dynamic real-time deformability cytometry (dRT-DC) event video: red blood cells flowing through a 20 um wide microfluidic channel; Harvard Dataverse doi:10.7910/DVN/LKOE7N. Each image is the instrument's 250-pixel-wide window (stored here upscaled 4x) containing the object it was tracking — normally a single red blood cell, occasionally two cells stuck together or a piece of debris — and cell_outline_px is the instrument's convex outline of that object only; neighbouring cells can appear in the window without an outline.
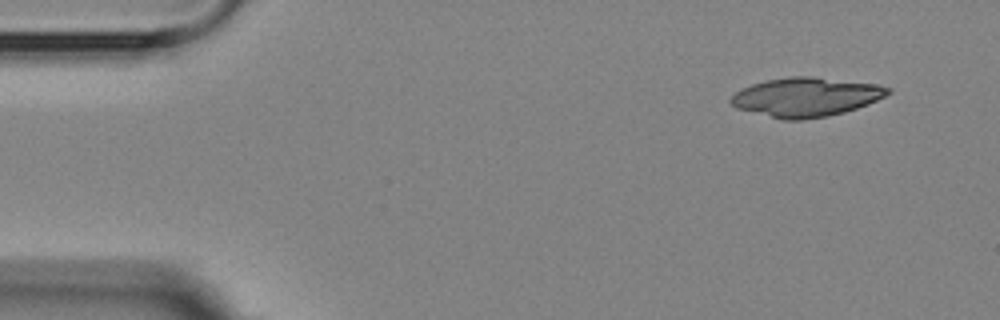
{"species": "Egyptian fruit bat (a non-hibernating species)", "species_latin": "Rousettus aegyptiacus", "temperature_condition": "room temperature", "stored_images_in_passage": 5, "camera_frame_rate_fps": 3000, "um_per_image_px": 0.085, "animal": {"sex": "female"}, "frame": {"image": 1, "passage_image": 1, "time_ms": 0.0, "image_size_px": [1000, 320], "cell_outline_px": [[892, 92], [868, 104], [844, 112], [828, 116], [800, 120], [780, 120], [736, 108], [728, 100], [736, 92], [752, 84], [768, 80], [788, 76], [812, 76], [876, 84], [892, 88]], "centroid_in_image_um": [68.5, 8.25], "position_along_channel_um": 16.5, "area_um2": 35.78}}
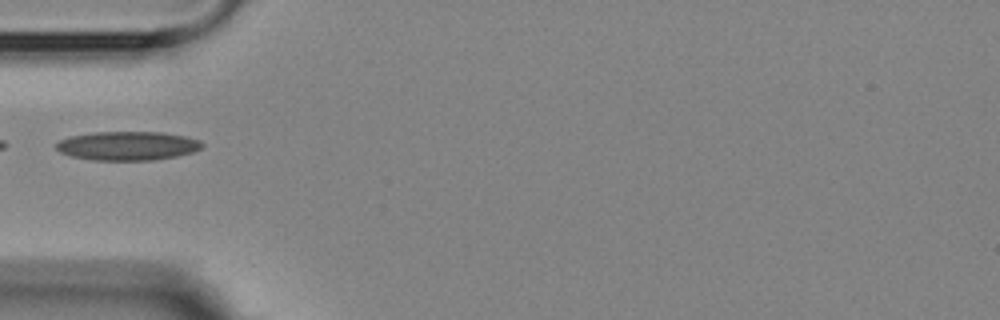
{"frame": {"image": 2, "passage_image": 5, "time_ms": 4.333, "image_size_px": [1000, 320], "cell_outline_px": [[204, 144], [200, 148], [192, 152], [176, 156], [152, 160], [92, 160], [72, 156], [60, 152], [56, 148], [56, 144], [60, 140], [68, 136], [92, 132], [160, 132], [188, 136], [200, 140]], "centroid_in_image_um": [10.84, 12.38], "position_along_channel_um": 74.2, "area_um2": 24.62}}